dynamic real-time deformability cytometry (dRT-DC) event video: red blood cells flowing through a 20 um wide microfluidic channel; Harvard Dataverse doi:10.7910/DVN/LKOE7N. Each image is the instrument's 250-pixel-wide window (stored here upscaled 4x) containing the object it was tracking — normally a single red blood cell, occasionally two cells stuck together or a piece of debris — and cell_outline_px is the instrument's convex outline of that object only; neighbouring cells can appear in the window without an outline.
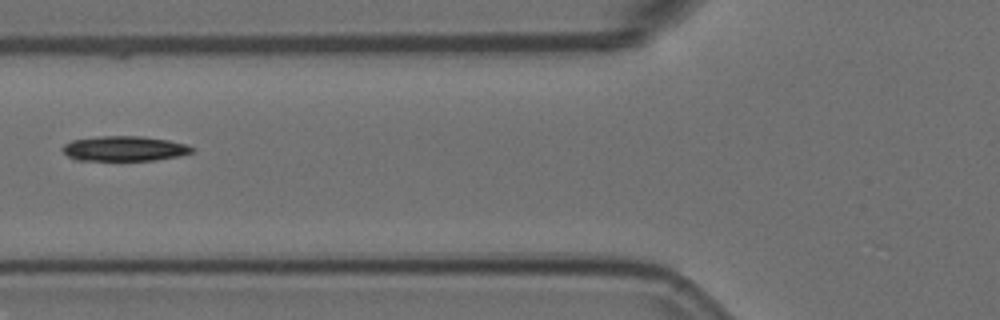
{"species": "Egyptian fruit bat (a non-hibernating species)", "species_latin": "Rousettus aegyptiacus", "temperature_condition": "room temperature", "stored_images_in_passage": 6, "camera_frame_rate_fps": 3000, "um_per_image_px": 0.085, "animal": {"sex": "female"}, "frame": {"image": 1, "passage_image": 5, "time_ms": 1.333, "image_size_px": [1000, 320], "cell_outline_px": [[196, 148], [192, 152], [180, 156], [156, 160], [76, 160], [68, 156], [60, 148], [64, 144], [72, 140], [100, 136], [144, 136], [168, 140], [188, 144]], "centroid_in_image_um": [10.6, 12.62], "position_along_channel_um": 115.2, "area_um2": 19.02}}